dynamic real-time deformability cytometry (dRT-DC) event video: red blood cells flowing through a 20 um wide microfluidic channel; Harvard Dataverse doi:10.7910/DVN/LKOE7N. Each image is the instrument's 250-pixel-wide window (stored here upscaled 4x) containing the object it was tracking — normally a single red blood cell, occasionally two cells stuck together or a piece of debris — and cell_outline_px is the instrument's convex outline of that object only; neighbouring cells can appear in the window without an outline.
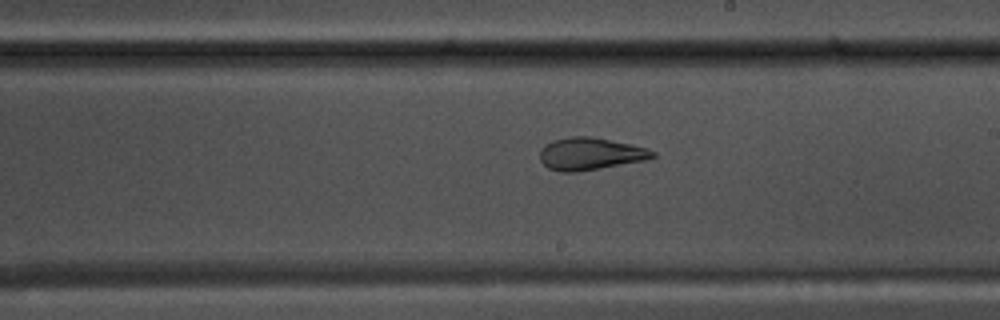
{"species": "common noctule bat (a hibernating species)", "species_latin": "Nyctalus noctula", "temperature_condition": "warm", "stored_images_in_passage": 55, "camera_frame_rate_fps": 3000, "um_per_image_px": 0.085, "animal": {"sex": "male", "body_mass_g": 17.5, "forearm_length_mm": 52.3}, "frame": {"image": 1, "passage_image": 32, "time_ms": 10.333, "image_size_px": [1000, 320], "cell_outline_px": [[656, 156], [648, 160], [576, 172], [560, 172], [548, 168], [540, 160], [540, 152], [544, 144], [552, 140], [572, 136], [592, 136], [632, 144], [648, 148], [656, 152]], "centroid_in_image_um": [50.2, 13.07], "position_along_channel_um": 238.8, "area_um2": 21.5}}
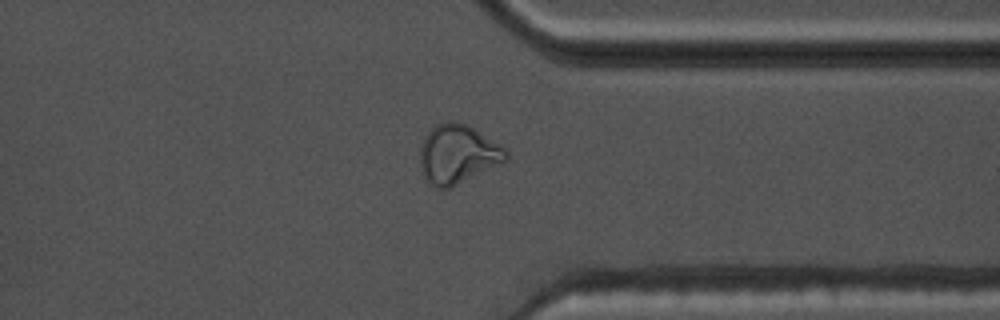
{"frame": {"image": 2, "passage_image": 43, "time_ms": 14.0, "image_size_px": [1000, 320], "cell_outline_px": [[508, 160], [448, 188], [440, 188], [432, 184], [424, 176], [420, 164], [420, 144], [424, 136], [436, 124], [452, 120], [456, 120], [468, 124], [500, 144], [508, 152]], "centroid_in_image_um": [38.9, 13.05], "position_along_channel_um": 372.5, "area_um2": 29.36}}
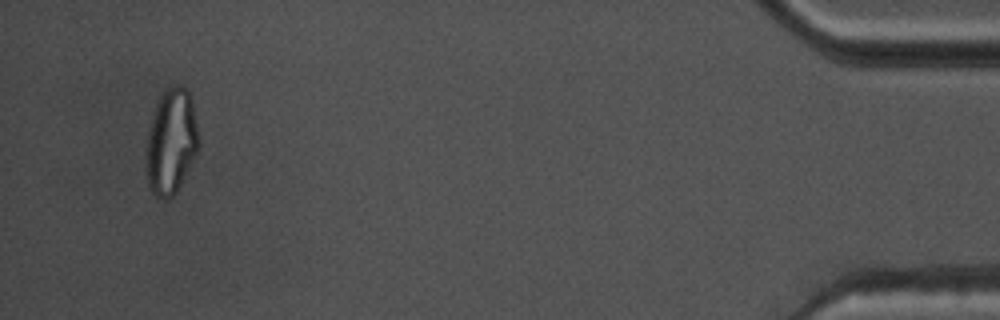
{"frame": {"image": 3, "passage_image": 53, "time_ms": 17.333, "image_size_px": [1000, 320], "cell_outline_px": [[200, 144], [176, 192], [168, 200], [164, 200], [156, 196], [152, 192], [148, 184], [148, 132], [152, 116], [156, 104], [160, 96], [168, 88], [176, 84], [180, 84], [188, 92], [192, 104], [200, 136]], "centroid_in_image_um": [14.57, 12.02], "position_along_channel_um": 420.6, "area_um2": 31.5}, "authors_computed_cell_mechanics": {"area_um2": 25.0852, "velocity_mm_per_s": 3.7037, "shape_relaxation_time_tau1_ms": null, "shape_relaxation_time_tau2_ms": 1.8329, "deformation_change_tau1": null, "deformation_change_tau2": 0.0823}}